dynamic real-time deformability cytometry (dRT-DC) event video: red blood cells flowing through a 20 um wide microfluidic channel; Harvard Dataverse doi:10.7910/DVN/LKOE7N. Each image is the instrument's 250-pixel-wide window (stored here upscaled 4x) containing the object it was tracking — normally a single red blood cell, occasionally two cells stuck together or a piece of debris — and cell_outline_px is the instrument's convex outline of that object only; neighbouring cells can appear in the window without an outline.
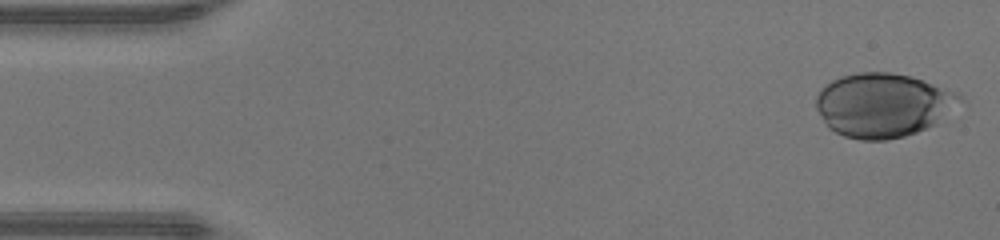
{"species": "human", "species_latin": "Homo sapiens", "temperature_condition": "warm", "stored_images_in_passage": 39, "camera_frame_rate_fps": 3000, "um_per_image_px": 0.085, "donor": {"sex": "male"}, "frame": {"image": 1, "passage_image": 1, "time_ms": 0.0, "image_size_px": [1000, 240], "cell_outline_px": [[968, 104], [936, 124], [916, 132], [904, 136], [888, 140], [860, 140], [844, 136], [828, 128], [816, 108], [816, 96], [820, 88], [832, 80], [840, 76], [860, 72], [888, 72], [912, 76], [960, 92], [968, 100]], "centroid_in_image_um": [75.18, 8.93], "position_along_channel_um": 9.8, "area_um2": 54.97}}
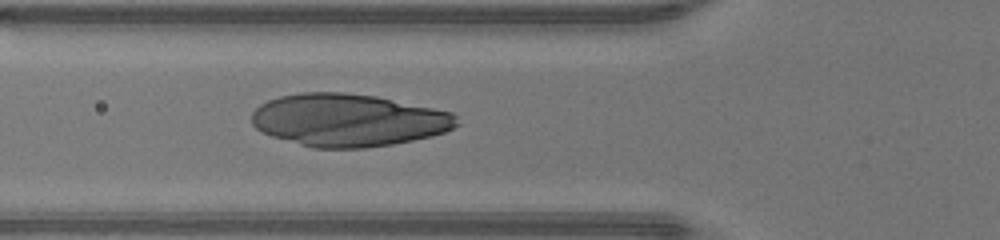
{"frame": {"image": 2, "passage_image": 16, "time_ms": 5.0, "image_size_px": [1000, 240], "cell_outline_px": [[460, 124], [444, 132], [432, 136], [392, 144], [364, 148], [312, 148], [272, 136], [256, 128], [252, 124], [252, 112], [260, 104], [268, 100], [280, 96], [300, 92], [344, 92], [376, 96], [452, 112], [456, 116]], "centroid_in_image_um": [29.6, 10.21], "position_along_channel_um": 96.2, "area_um2": 62.89}}
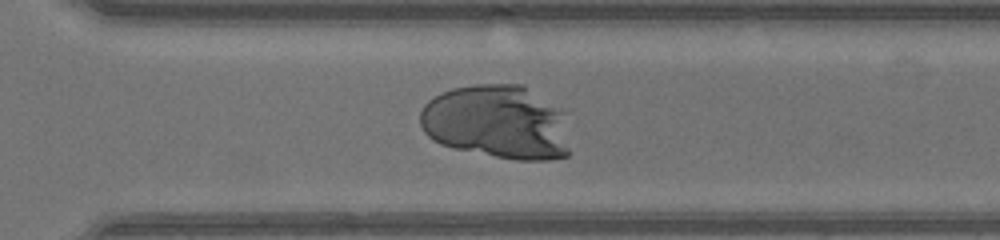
{"frame": {"image": 3, "passage_image": 32, "time_ms": 10.333, "image_size_px": [1000, 240], "cell_outline_px": [[568, 156], [548, 160], [516, 160], [452, 148], [440, 144], [432, 140], [424, 132], [420, 124], [420, 112], [424, 104], [428, 100], [452, 88], [476, 84], [524, 84], [564, 108], [568, 148]], "centroid_in_image_um": [42.28, 10.36], "position_along_channel_um": 328.3, "area_um2": 65.6}}